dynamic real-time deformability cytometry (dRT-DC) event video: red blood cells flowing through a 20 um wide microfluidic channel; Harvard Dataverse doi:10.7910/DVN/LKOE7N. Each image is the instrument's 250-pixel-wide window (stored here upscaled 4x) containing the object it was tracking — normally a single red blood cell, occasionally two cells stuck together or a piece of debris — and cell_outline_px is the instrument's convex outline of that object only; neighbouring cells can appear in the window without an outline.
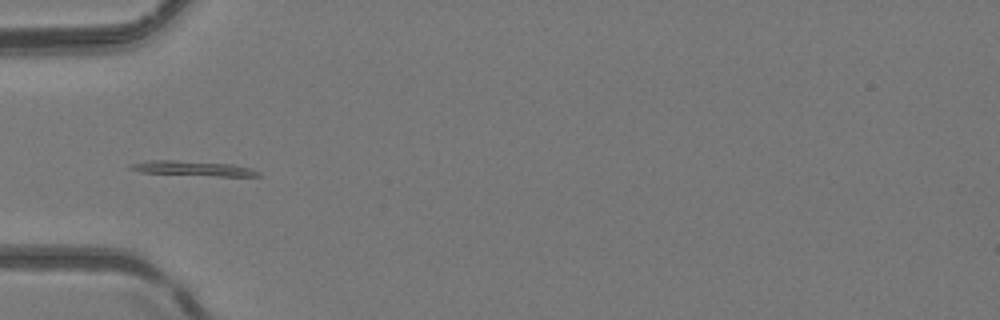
{"species": "common noctule bat (a hibernating species)", "species_latin": "Nyctalus noctula", "temperature_condition": "room temperature", "stored_images_in_passage": 35, "camera_frame_rate_fps": 3000, "um_per_image_px": 0.085, "animal": {"sex": "female", "body_mass_g": 24.6, "forearm_length_mm": 56.2}, "frame": {"image": 1, "passage_image": 2, "time_ms": 0.333, "image_size_px": [1000, 320], "cell_outline_px": [[260, 176], [216, 176], [140, 172], [128, 168], [128, 164], [148, 160], [176, 160], [232, 164], [252, 168], [260, 172]], "centroid_in_image_um": [16.38, 14.31], "position_along_channel_um": 68.6, "area_um2": 11.1}}
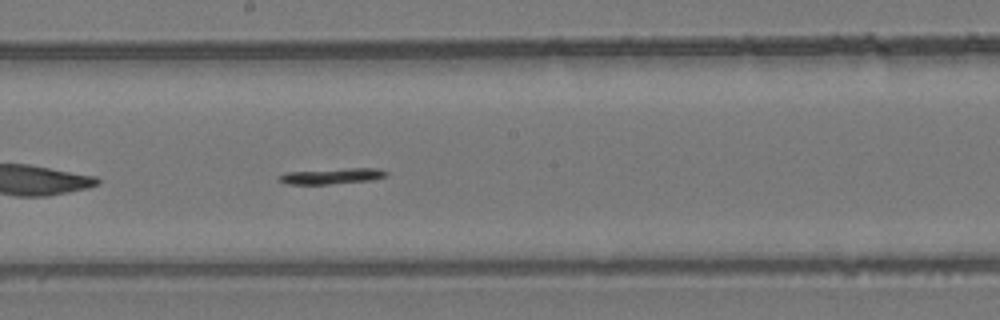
{"frame": {"image": 2, "passage_image": 13, "time_ms": 4.0, "image_size_px": [1000, 320], "cell_outline_px": [[388, 176], [372, 180], [328, 184], [288, 184], [276, 180], [276, 176], [284, 172], [348, 168], [376, 168], [388, 172]], "centroid_in_image_um": [28.16, 14.96], "position_along_channel_um": 220.0, "area_um2": 10.0}}